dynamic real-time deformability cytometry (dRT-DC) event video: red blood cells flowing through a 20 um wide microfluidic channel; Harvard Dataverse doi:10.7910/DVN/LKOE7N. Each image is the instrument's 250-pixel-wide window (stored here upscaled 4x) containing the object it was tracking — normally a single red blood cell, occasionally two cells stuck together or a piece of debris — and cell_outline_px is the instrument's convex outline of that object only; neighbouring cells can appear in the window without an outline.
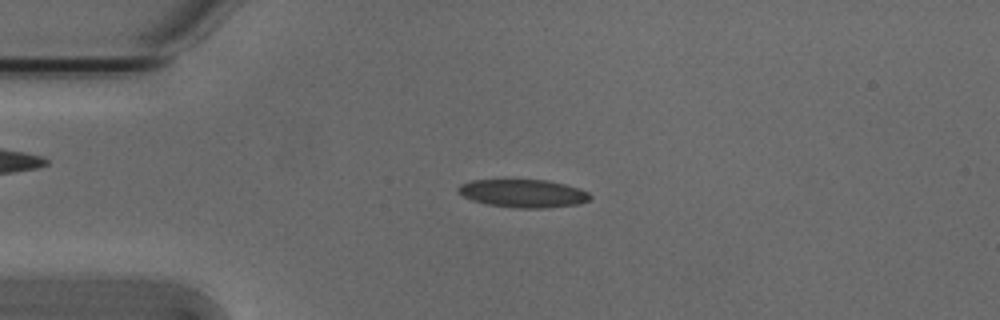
{"species": "Egyptian fruit bat (a non-hibernating species)", "species_latin": "Rousettus aegyptiacus", "temperature_condition": "cold", "stored_images_in_passage": 54, "camera_frame_rate_fps": 3000, "um_per_image_px": 0.085, "animal": {"sex": "male"}, "frame": {"image": 1, "passage_image": 13, "time_ms": 4.0, "image_size_px": [1000, 320], "cell_outline_px": [[592, 196], [588, 200], [580, 204], [544, 208], [516, 208], [484, 204], [472, 200], [456, 192], [456, 188], [460, 184], [472, 180], [548, 180], [564, 184], [588, 192]], "centroid_in_image_um": [44.43, 16.44], "position_along_channel_um": 40.6, "area_um2": 21.62}}
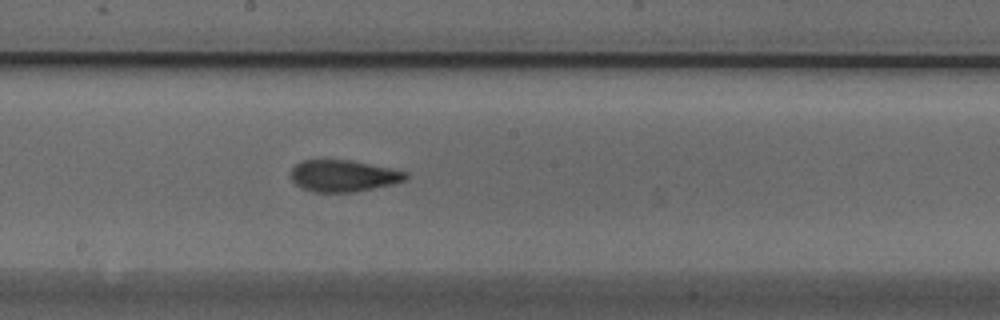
{"frame": {"image": 2, "passage_image": 29, "time_ms": 9.333, "image_size_px": [1000, 320], "cell_outline_px": [[408, 176], [404, 180], [392, 184], [352, 192], [316, 192], [304, 188], [296, 184], [292, 180], [292, 168], [296, 164], [304, 160], [352, 160], [392, 168], [408, 172]], "centroid_in_image_um": [29.21, 14.93], "position_along_channel_um": 219.0, "area_um2": 20.98}}
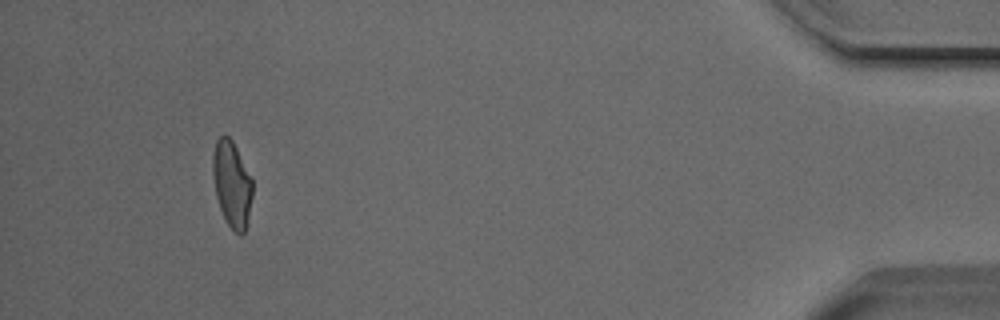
{"frame": {"image": 3, "passage_image": 50, "time_ms": 16.333, "image_size_px": [1000, 320], "cell_outline_px": [[252, 196], [248, 216], [244, 232], [240, 236], [228, 224], [220, 208], [216, 196], [212, 172], [212, 152], [216, 140], [220, 136], [228, 136], [232, 140], [252, 180]], "centroid_in_image_um": [19.68, 15.62], "position_along_channel_um": 415.5, "area_um2": 19.59}, "authors_computed_cell_mechanics": {"area_um2": 20.9814, "velocity_mm_per_s": 3.8341, "shape_relaxation_time_tau1_ms": 5.6749, "shape_relaxation_time_tau2_ms": 2.3415, "deformation_change_tau1": 0.1639, "deformation_change_tau2": 0.0864}}